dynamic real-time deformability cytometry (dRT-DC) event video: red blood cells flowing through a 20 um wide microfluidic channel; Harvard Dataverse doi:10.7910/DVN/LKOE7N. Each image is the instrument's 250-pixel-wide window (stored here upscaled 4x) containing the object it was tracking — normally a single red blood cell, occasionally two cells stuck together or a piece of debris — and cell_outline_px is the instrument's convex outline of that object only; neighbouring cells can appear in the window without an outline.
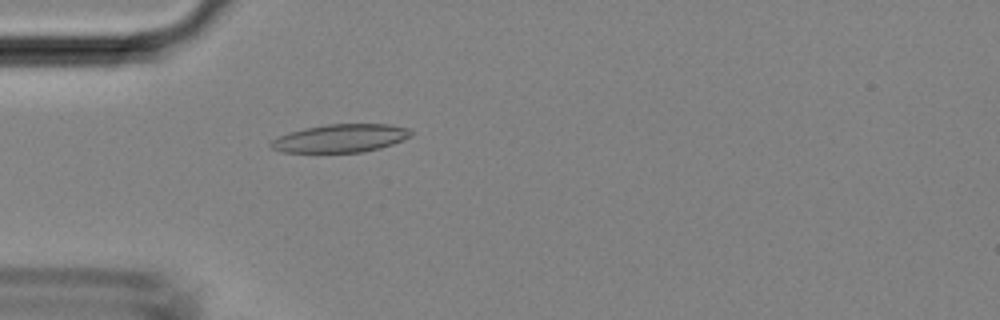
{"species": "Egyptian fruit bat (a non-hibernating species)", "species_latin": "Rousettus aegyptiacus", "temperature_condition": "room temperature", "stored_images_in_passage": 38, "camera_frame_rate_fps": 3000, "um_per_image_px": 0.085, "animal": {"sex": "female"}, "frame": {"image": 1, "passage_image": 7, "time_ms": 2.0, "image_size_px": [1000, 320], "cell_outline_px": [[412, 136], [392, 144], [380, 148], [364, 152], [280, 152], [272, 148], [268, 144], [276, 136], [288, 132], [304, 128], [328, 124], [388, 124], [408, 128], [412, 132]], "centroid_in_image_um": [28.91, 11.75], "position_along_channel_um": 56.1, "area_um2": 23.06}}
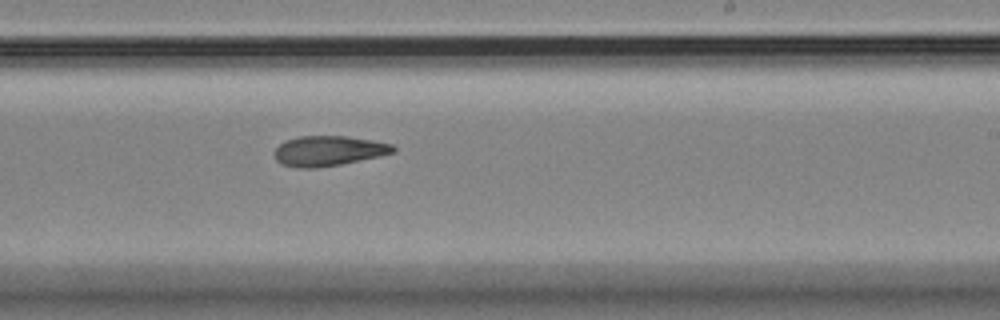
{"frame": {"image": 2, "passage_image": 21, "time_ms": 6.667, "image_size_px": [1000, 320], "cell_outline_px": [[396, 152], [380, 156], [340, 164], [316, 168], [296, 168], [280, 164], [276, 160], [272, 152], [284, 140], [296, 136], [348, 136], [372, 140], [392, 144], [396, 148]], "centroid_in_image_um": [27.88, 12.82], "position_along_channel_um": 261.1, "area_um2": 21.1}}
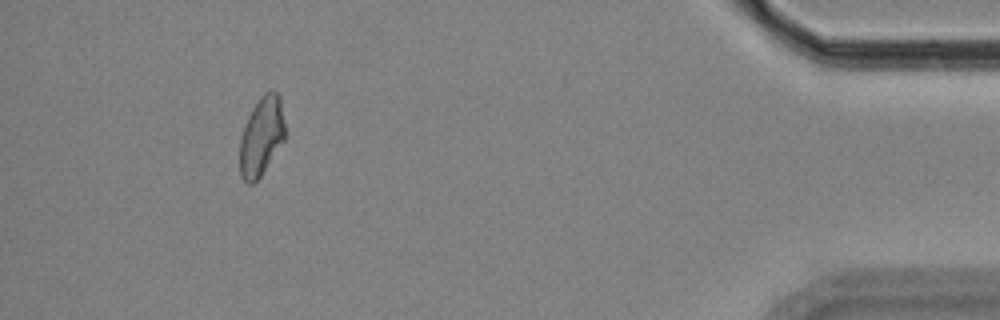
{"frame": {"image": 3, "passage_image": 35, "time_ms": 11.333, "image_size_px": [1000, 320], "cell_outline_px": [[284, 140], [260, 176], [252, 184], [248, 184], [240, 176], [240, 136], [248, 116], [252, 108], [260, 96], [264, 92], [276, 92], [280, 96], [284, 124]], "centroid_in_image_um": [22.2, 11.58], "position_along_channel_um": 413.0, "area_um2": 20.52}}